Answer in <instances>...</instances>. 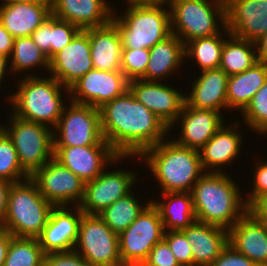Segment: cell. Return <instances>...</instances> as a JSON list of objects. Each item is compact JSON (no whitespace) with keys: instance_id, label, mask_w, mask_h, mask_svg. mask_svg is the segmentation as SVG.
Segmentation results:
<instances>
[{"instance_id":"obj_1","label":"cell","mask_w":267,"mask_h":266,"mask_svg":"<svg viewBox=\"0 0 267 266\" xmlns=\"http://www.w3.org/2000/svg\"><path fill=\"white\" fill-rule=\"evenodd\" d=\"M103 138L119 156H140L170 131L128 89L99 108Z\"/></svg>"},{"instance_id":"obj_2","label":"cell","mask_w":267,"mask_h":266,"mask_svg":"<svg viewBox=\"0 0 267 266\" xmlns=\"http://www.w3.org/2000/svg\"><path fill=\"white\" fill-rule=\"evenodd\" d=\"M239 185L226 173H204L191 195L196 220L229 230L247 211Z\"/></svg>"},{"instance_id":"obj_3","label":"cell","mask_w":267,"mask_h":266,"mask_svg":"<svg viewBox=\"0 0 267 266\" xmlns=\"http://www.w3.org/2000/svg\"><path fill=\"white\" fill-rule=\"evenodd\" d=\"M144 159L162 193L191 192L194 184L205 173L199 150L184 147L174 140H163L146 149Z\"/></svg>"},{"instance_id":"obj_4","label":"cell","mask_w":267,"mask_h":266,"mask_svg":"<svg viewBox=\"0 0 267 266\" xmlns=\"http://www.w3.org/2000/svg\"><path fill=\"white\" fill-rule=\"evenodd\" d=\"M27 74L18 81L16 92L8 96L12 114L54 128L66 105L61 92L64 86L51 76Z\"/></svg>"},{"instance_id":"obj_5","label":"cell","mask_w":267,"mask_h":266,"mask_svg":"<svg viewBox=\"0 0 267 266\" xmlns=\"http://www.w3.org/2000/svg\"><path fill=\"white\" fill-rule=\"evenodd\" d=\"M124 10L121 16H116L114 11L112 17L121 35L123 48L150 49L171 34L167 1L128 3Z\"/></svg>"},{"instance_id":"obj_6","label":"cell","mask_w":267,"mask_h":266,"mask_svg":"<svg viewBox=\"0 0 267 266\" xmlns=\"http://www.w3.org/2000/svg\"><path fill=\"white\" fill-rule=\"evenodd\" d=\"M54 206L39 192L31 179L12 183L7 211L1 228L18 238H38Z\"/></svg>"},{"instance_id":"obj_7","label":"cell","mask_w":267,"mask_h":266,"mask_svg":"<svg viewBox=\"0 0 267 266\" xmlns=\"http://www.w3.org/2000/svg\"><path fill=\"white\" fill-rule=\"evenodd\" d=\"M166 1L170 8L171 33L184 45L196 38L219 34V28L226 27L225 0Z\"/></svg>"},{"instance_id":"obj_8","label":"cell","mask_w":267,"mask_h":266,"mask_svg":"<svg viewBox=\"0 0 267 266\" xmlns=\"http://www.w3.org/2000/svg\"><path fill=\"white\" fill-rule=\"evenodd\" d=\"M9 119L8 126L0 127L11 138L22 169L31 177L54 157L53 130L12 113Z\"/></svg>"},{"instance_id":"obj_9","label":"cell","mask_w":267,"mask_h":266,"mask_svg":"<svg viewBox=\"0 0 267 266\" xmlns=\"http://www.w3.org/2000/svg\"><path fill=\"white\" fill-rule=\"evenodd\" d=\"M165 229L158 209L150 202L118 235L122 266H142L150 250L164 239Z\"/></svg>"},{"instance_id":"obj_10","label":"cell","mask_w":267,"mask_h":266,"mask_svg":"<svg viewBox=\"0 0 267 266\" xmlns=\"http://www.w3.org/2000/svg\"><path fill=\"white\" fill-rule=\"evenodd\" d=\"M66 106L58 124L52 129L53 147L109 145L103 138L98 108L72 101L69 107Z\"/></svg>"},{"instance_id":"obj_11","label":"cell","mask_w":267,"mask_h":266,"mask_svg":"<svg viewBox=\"0 0 267 266\" xmlns=\"http://www.w3.org/2000/svg\"><path fill=\"white\" fill-rule=\"evenodd\" d=\"M73 251L90 266H122L118 234L97 214H82Z\"/></svg>"},{"instance_id":"obj_12","label":"cell","mask_w":267,"mask_h":266,"mask_svg":"<svg viewBox=\"0 0 267 266\" xmlns=\"http://www.w3.org/2000/svg\"><path fill=\"white\" fill-rule=\"evenodd\" d=\"M30 178L53 206H79L84 198L85 182L54 157Z\"/></svg>"},{"instance_id":"obj_13","label":"cell","mask_w":267,"mask_h":266,"mask_svg":"<svg viewBox=\"0 0 267 266\" xmlns=\"http://www.w3.org/2000/svg\"><path fill=\"white\" fill-rule=\"evenodd\" d=\"M129 89V80L121 70L91 69L69 88V100L100 108Z\"/></svg>"},{"instance_id":"obj_14","label":"cell","mask_w":267,"mask_h":266,"mask_svg":"<svg viewBox=\"0 0 267 266\" xmlns=\"http://www.w3.org/2000/svg\"><path fill=\"white\" fill-rule=\"evenodd\" d=\"M108 171V172H107ZM103 171L94 180L85 183L84 198L79 204L85 214H99L116 200L130 193L137 174L131 170Z\"/></svg>"},{"instance_id":"obj_15","label":"cell","mask_w":267,"mask_h":266,"mask_svg":"<svg viewBox=\"0 0 267 266\" xmlns=\"http://www.w3.org/2000/svg\"><path fill=\"white\" fill-rule=\"evenodd\" d=\"M53 149L54 158L85 183L98 177L106 169L107 163L114 164L120 159L134 157L119 156L110 145L53 147Z\"/></svg>"},{"instance_id":"obj_16","label":"cell","mask_w":267,"mask_h":266,"mask_svg":"<svg viewBox=\"0 0 267 266\" xmlns=\"http://www.w3.org/2000/svg\"><path fill=\"white\" fill-rule=\"evenodd\" d=\"M129 90L138 102L145 105L171 130L186 102V94L158 81L135 79L129 81Z\"/></svg>"},{"instance_id":"obj_17","label":"cell","mask_w":267,"mask_h":266,"mask_svg":"<svg viewBox=\"0 0 267 266\" xmlns=\"http://www.w3.org/2000/svg\"><path fill=\"white\" fill-rule=\"evenodd\" d=\"M93 69L89 35L81 30L74 39L50 59L49 75L57 79L68 93L69 88ZM52 73V74H51Z\"/></svg>"},{"instance_id":"obj_18","label":"cell","mask_w":267,"mask_h":266,"mask_svg":"<svg viewBox=\"0 0 267 266\" xmlns=\"http://www.w3.org/2000/svg\"><path fill=\"white\" fill-rule=\"evenodd\" d=\"M225 4L231 35L256 42L267 33V0H225Z\"/></svg>"},{"instance_id":"obj_19","label":"cell","mask_w":267,"mask_h":266,"mask_svg":"<svg viewBox=\"0 0 267 266\" xmlns=\"http://www.w3.org/2000/svg\"><path fill=\"white\" fill-rule=\"evenodd\" d=\"M82 214L79 206H74L72 209L68 206L52 208L47 224L38 237L45 254L73 251Z\"/></svg>"},{"instance_id":"obj_20","label":"cell","mask_w":267,"mask_h":266,"mask_svg":"<svg viewBox=\"0 0 267 266\" xmlns=\"http://www.w3.org/2000/svg\"><path fill=\"white\" fill-rule=\"evenodd\" d=\"M222 114L214 110L190 107L185 102L175 122L182 126L180 137L173 140L181 146L200 150L224 124Z\"/></svg>"},{"instance_id":"obj_21","label":"cell","mask_w":267,"mask_h":266,"mask_svg":"<svg viewBox=\"0 0 267 266\" xmlns=\"http://www.w3.org/2000/svg\"><path fill=\"white\" fill-rule=\"evenodd\" d=\"M228 244L259 266H267V224L250 212L228 230Z\"/></svg>"},{"instance_id":"obj_22","label":"cell","mask_w":267,"mask_h":266,"mask_svg":"<svg viewBox=\"0 0 267 266\" xmlns=\"http://www.w3.org/2000/svg\"><path fill=\"white\" fill-rule=\"evenodd\" d=\"M239 124L238 121L228 125L223 124L199 150L201 165L205 173H224L221 167L232 164L238 154L240 155L243 136L240 134Z\"/></svg>"},{"instance_id":"obj_23","label":"cell","mask_w":267,"mask_h":266,"mask_svg":"<svg viewBox=\"0 0 267 266\" xmlns=\"http://www.w3.org/2000/svg\"><path fill=\"white\" fill-rule=\"evenodd\" d=\"M51 14L85 30L109 24L114 8L106 0H56Z\"/></svg>"},{"instance_id":"obj_24","label":"cell","mask_w":267,"mask_h":266,"mask_svg":"<svg viewBox=\"0 0 267 266\" xmlns=\"http://www.w3.org/2000/svg\"><path fill=\"white\" fill-rule=\"evenodd\" d=\"M181 231L191 244L193 266H209L228 245V230L222 227L196 220Z\"/></svg>"},{"instance_id":"obj_25","label":"cell","mask_w":267,"mask_h":266,"mask_svg":"<svg viewBox=\"0 0 267 266\" xmlns=\"http://www.w3.org/2000/svg\"><path fill=\"white\" fill-rule=\"evenodd\" d=\"M200 75L192 81L193 85L186 103L190 107L208 109L220 112L227 110V82L228 75L220 68L199 71ZM190 94V95H189ZM223 108V109H222Z\"/></svg>"},{"instance_id":"obj_26","label":"cell","mask_w":267,"mask_h":266,"mask_svg":"<svg viewBox=\"0 0 267 266\" xmlns=\"http://www.w3.org/2000/svg\"><path fill=\"white\" fill-rule=\"evenodd\" d=\"M50 15L51 7L40 1L0 5V23L14 38L30 36Z\"/></svg>"},{"instance_id":"obj_27","label":"cell","mask_w":267,"mask_h":266,"mask_svg":"<svg viewBox=\"0 0 267 266\" xmlns=\"http://www.w3.org/2000/svg\"><path fill=\"white\" fill-rule=\"evenodd\" d=\"M89 35L93 68L105 71L121 70L122 39L117 26L109 24L84 30Z\"/></svg>"},{"instance_id":"obj_28","label":"cell","mask_w":267,"mask_h":266,"mask_svg":"<svg viewBox=\"0 0 267 266\" xmlns=\"http://www.w3.org/2000/svg\"><path fill=\"white\" fill-rule=\"evenodd\" d=\"M150 59L145 75L141 78L144 81H164L171 73L180 68L185 59L184 44L173 33L164 40L156 43L149 49ZM178 68V69H177Z\"/></svg>"},{"instance_id":"obj_29","label":"cell","mask_w":267,"mask_h":266,"mask_svg":"<svg viewBox=\"0 0 267 266\" xmlns=\"http://www.w3.org/2000/svg\"><path fill=\"white\" fill-rule=\"evenodd\" d=\"M266 80L267 65L260 61L240 74L229 76L227 82L228 110L239 109L242 113Z\"/></svg>"},{"instance_id":"obj_30","label":"cell","mask_w":267,"mask_h":266,"mask_svg":"<svg viewBox=\"0 0 267 266\" xmlns=\"http://www.w3.org/2000/svg\"><path fill=\"white\" fill-rule=\"evenodd\" d=\"M167 201L150 199L158 209L165 231L182 230L196 221L191 192L161 193Z\"/></svg>"},{"instance_id":"obj_31","label":"cell","mask_w":267,"mask_h":266,"mask_svg":"<svg viewBox=\"0 0 267 266\" xmlns=\"http://www.w3.org/2000/svg\"><path fill=\"white\" fill-rule=\"evenodd\" d=\"M222 32L227 34L224 41L219 68L228 76L240 74L258 62L255 42L231 35L226 27Z\"/></svg>"},{"instance_id":"obj_32","label":"cell","mask_w":267,"mask_h":266,"mask_svg":"<svg viewBox=\"0 0 267 266\" xmlns=\"http://www.w3.org/2000/svg\"><path fill=\"white\" fill-rule=\"evenodd\" d=\"M135 197L134 192L131 191L98 214L105 224L118 235L123 232L151 202L148 201L144 206L143 204L141 205L138 197Z\"/></svg>"},{"instance_id":"obj_33","label":"cell","mask_w":267,"mask_h":266,"mask_svg":"<svg viewBox=\"0 0 267 266\" xmlns=\"http://www.w3.org/2000/svg\"><path fill=\"white\" fill-rule=\"evenodd\" d=\"M220 32L211 37L196 38L184 45L185 59L191 58L202 71L217 69L221 63L223 44L226 39Z\"/></svg>"},{"instance_id":"obj_34","label":"cell","mask_w":267,"mask_h":266,"mask_svg":"<svg viewBox=\"0 0 267 266\" xmlns=\"http://www.w3.org/2000/svg\"><path fill=\"white\" fill-rule=\"evenodd\" d=\"M10 74L33 70L39 66H44L46 70L50 68V59L33 42L30 36L14 39L13 51L9 58Z\"/></svg>"},{"instance_id":"obj_35","label":"cell","mask_w":267,"mask_h":266,"mask_svg":"<svg viewBox=\"0 0 267 266\" xmlns=\"http://www.w3.org/2000/svg\"><path fill=\"white\" fill-rule=\"evenodd\" d=\"M45 253L38 238H18L10 240L4 266H44Z\"/></svg>"},{"instance_id":"obj_36","label":"cell","mask_w":267,"mask_h":266,"mask_svg":"<svg viewBox=\"0 0 267 266\" xmlns=\"http://www.w3.org/2000/svg\"><path fill=\"white\" fill-rule=\"evenodd\" d=\"M30 178L22 169L11 138L0 127V179L11 183Z\"/></svg>"},{"instance_id":"obj_37","label":"cell","mask_w":267,"mask_h":266,"mask_svg":"<svg viewBox=\"0 0 267 266\" xmlns=\"http://www.w3.org/2000/svg\"><path fill=\"white\" fill-rule=\"evenodd\" d=\"M242 118L252 131L267 134V80L242 112Z\"/></svg>"},{"instance_id":"obj_38","label":"cell","mask_w":267,"mask_h":266,"mask_svg":"<svg viewBox=\"0 0 267 266\" xmlns=\"http://www.w3.org/2000/svg\"><path fill=\"white\" fill-rule=\"evenodd\" d=\"M149 59V49L123 48L121 71L129 81L141 79L145 75Z\"/></svg>"},{"instance_id":"obj_39","label":"cell","mask_w":267,"mask_h":266,"mask_svg":"<svg viewBox=\"0 0 267 266\" xmlns=\"http://www.w3.org/2000/svg\"><path fill=\"white\" fill-rule=\"evenodd\" d=\"M81 31L76 25L50 15L51 58Z\"/></svg>"},{"instance_id":"obj_40","label":"cell","mask_w":267,"mask_h":266,"mask_svg":"<svg viewBox=\"0 0 267 266\" xmlns=\"http://www.w3.org/2000/svg\"><path fill=\"white\" fill-rule=\"evenodd\" d=\"M164 240L168 243L180 266H193L191 244L181 230L165 231Z\"/></svg>"},{"instance_id":"obj_41","label":"cell","mask_w":267,"mask_h":266,"mask_svg":"<svg viewBox=\"0 0 267 266\" xmlns=\"http://www.w3.org/2000/svg\"><path fill=\"white\" fill-rule=\"evenodd\" d=\"M142 266H180L168 243L163 239L149 253Z\"/></svg>"},{"instance_id":"obj_42","label":"cell","mask_w":267,"mask_h":266,"mask_svg":"<svg viewBox=\"0 0 267 266\" xmlns=\"http://www.w3.org/2000/svg\"><path fill=\"white\" fill-rule=\"evenodd\" d=\"M44 266H90V265L80 254L71 251V252L45 254Z\"/></svg>"},{"instance_id":"obj_43","label":"cell","mask_w":267,"mask_h":266,"mask_svg":"<svg viewBox=\"0 0 267 266\" xmlns=\"http://www.w3.org/2000/svg\"><path fill=\"white\" fill-rule=\"evenodd\" d=\"M254 179H253V189L244 200L247 206H249L256 198L267 194V161H258L255 166Z\"/></svg>"},{"instance_id":"obj_44","label":"cell","mask_w":267,"mask_h":266,"mask_svg":"<svg viewBox=\"0 0 267 266\" xmlns=\"http://www.w3.org/2000/svg\"><path fill=\"white\" fill-rule=\"evenodd\" d=\"M209 266H259L245 255L236 251L229 244L223 249L219 257Z\"/></svg>"},{"instance_id":"obj_45","label":"cell","mask_w":267,"mask_h":266,"mask_svg":"<svg viewBox=\"0 0 267 266\" xmlns=\"http://www.w3.org/2000/svg\"><path fill=\"white\" fill-rule=\"evenodd\" d=\"M33 42L51 59L50 16L30 35Z\"/></svg>"},{"instance_id":"obj_46","label":"cell","mask_w":267,"mask_h":266,"mask_svg":"<svg viewBox=\"0 0 267 266\" xmlns=\"http://www.w3.org/2000/svg\"><path fill=\"white\" fill-rule=\"evenodd\" d=\"M250 212L256 219L267 224V194L256 198L249 206Z\"/></svg>"},{"instance_id":"obj_47","label":"cell","mask_w":267,"mask_h":266,"mask_svg":"<svg viewBox=\"0 0 267 266\" xmlns=\"http://www.w3.org/2000/svg\"><path fill=\"white\" fill-rule=\"evenodd\" d=\"M14 37L5 29V27L0 23V54L7 58H10L13 45Z\"/></svg>"},{"instance_id":"obj_48","label":"cell","mask_w":267,"mask_h":266,"mask_svg":"<svg viewBox=\"0 0 267 266\" xmlns=\"http://www.w3.org/2000/svg\"><path fill=\"white\" fill-rule=\"evenodd\" d=\"M12 183L6 180L0 179V227L3 224L8 202V193Z\"/></svg>"},{"instance_id":"obj_49","label":"cell","mask_w":267,"mask_h":266,"mask_svg":"<svg viewBox=\"0 0 267 266\" xmlns=\"http://www.w3.org/2000/svg\"><path fill=\"white\" fill-rule=\"evenodd\" d=\"M13 237L9 231L0 227V266H4L7 249Z\"/></svg>"},{"instance_id":"obj_50","label":"cell","mask_w":267,"mask_h":266,"mask_svg":"<svg viewBox=\"0 0 267 266\" xmlns=\"http://www.w3.org/2000/svg\"><path fill=\"white\" fill-rule=\"evenodd\" d=\"M258 61L267 65V33L255 42Z\"/></svg>"},{"instance_id":"obj_51","label":"cell","mask_w":267,"mask_h":266,"mask_svg":"<svg viewBox=\"0 0 267 266\" xmlns=\"http://www.w3.org/2000/svg\"><path fill=\"white\" fill-rule=\"evenodd\" d=\"M8 64L9 63V58L5 57L4 55L0 54V84H2V80H4V78L6 77L5 75L9 74L10 69L8 70V68L10 67ZM8 67V68H7ZM7 68V69H6ZM7 71V72H6Z\"/></svg>"},{"instance_id":"obj_52","label":"cell","mask_w":267,"mask_h":266,"mask_svg":"<svg viewBox=\"0 0 267 266\" xmlns=\"http://www.w3.org/2000/svg\"><path fill=\"white\" fill-rule=\"evenodd\" d=\"M2 4H14V3H25V2H31L35 0H2Z\"/></svg>"},{"instance_id":"obj_53","label":"cell","mask_w":267,"mask_h":266,"mask_svg":"<svg viewBox=\"0 0 267 266\" xmlns=\"http://www.w3.org/2000/svg\"><path fill=\"white\" fill-rule=\"evenodd\" d=\"M146 2H157V0H127V3H146Z\"/></svg>"},{"instance_id":"obj_54","label":"cell","mask_w":267,"mask_h":266,"mask_svg":"<svg viewBox=\"0 0 267 266\" xmlns=\"http://www.w3.org/2000/svg\"><path fill=\"white\" fill-rule=\"evenodd\" d=\"M48 4L50 7L56 2V0H35Z\"/></svg>"}]
</instances>
